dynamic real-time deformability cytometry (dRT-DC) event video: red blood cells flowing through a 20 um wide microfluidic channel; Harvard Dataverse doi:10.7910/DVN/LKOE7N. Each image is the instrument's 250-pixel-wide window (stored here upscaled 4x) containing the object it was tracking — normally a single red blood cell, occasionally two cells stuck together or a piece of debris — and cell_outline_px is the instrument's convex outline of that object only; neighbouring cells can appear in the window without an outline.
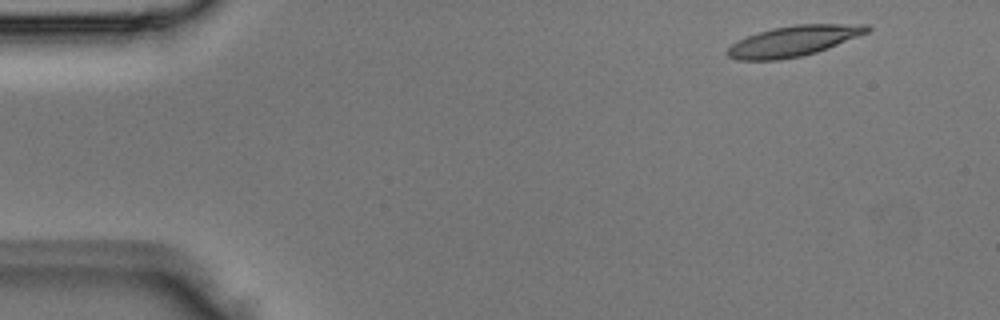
{"species": "Egyptian fruit bat (a non-hibernating species)", "species_latin": "Rousettus aegyptiacus", "temperature_condition": "room temperature", "stored_images_in_passage": 3, "camera_frame_rate_fps": 3000, "um_per_image_px": 0.085, "animal": {"sex": "male"}, "frame": {"image": 1, "passage_image": 1, "time_ms": 0.0, "image_size_px": [1000, 320], "cell_outline_px": [[872, 28], [868, 32], [828, 48], [816, 52], [800, 56], [780, 60], [736, 60], [728, 56], [728, 48], [732, 44], [748, 36], [772, 28], [796, 24], [868, 24]], "centroid_in_image_um": [67.48, 3.48], "position_along_channel_um": 17.5, "area_um2": 24.57}}